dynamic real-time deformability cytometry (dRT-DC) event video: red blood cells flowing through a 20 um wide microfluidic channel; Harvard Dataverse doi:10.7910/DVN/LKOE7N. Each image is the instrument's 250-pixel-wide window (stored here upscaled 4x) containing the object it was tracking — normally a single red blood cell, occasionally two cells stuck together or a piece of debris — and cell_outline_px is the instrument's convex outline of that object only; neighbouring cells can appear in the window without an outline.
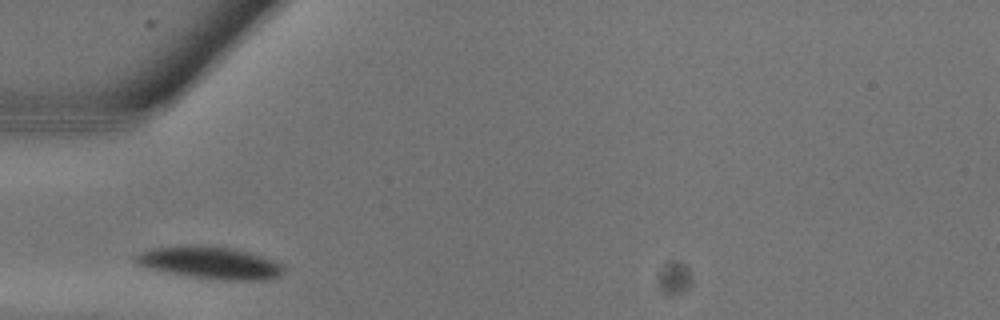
{"species": "common noctule bat (a hibernating species)", "species_latin": "Nyctalus noctula", "temperature_condition": "warm", "stored_images_in_passage": 7, "camera_frame_rate_fps": 3000, "um_per_image_px": 0.085, "animal": {"sex": "male", "body_mass_g": 13.3}, "frame": {"image": 1, "passage_image": 1, "time_ms": 0.0, "image_size_px": [1000, 320], "cell_outline_px": [[284, 272], [280, 276], [264, 280], [224, 280], [192, 276], [148, 268], [136, 264], [132, 260], [132, 256], [140, 252], [152, 248], [184, 244], [208, 244], [232, 248], [248, 252], [272, 260], [280, 264], [284, 268]], "centroid_in_image_um": [17.79, 22.3], "position_along_channel_um": 67.2, "area_um2": 28.03}}
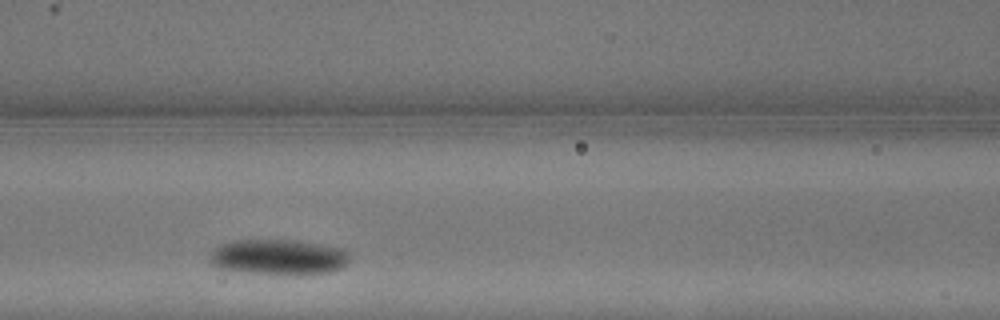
{"frame": {"image": 2, "passage_image": 4, "time_ms": 1.0, "image_size_px": [1000, 320], "cell_outline_px": [[348, 260], [340, 268], [332, 272], [248, 272], [220, 268], [212, 264], [212, 252], [220, 244], [232, 240], [300, 240], [344, 248], [348, 252]], "centroid_in_image_um": [23.69, 21.79], "position_along_channel_um": 142.9, "area_um2": 27.92}}
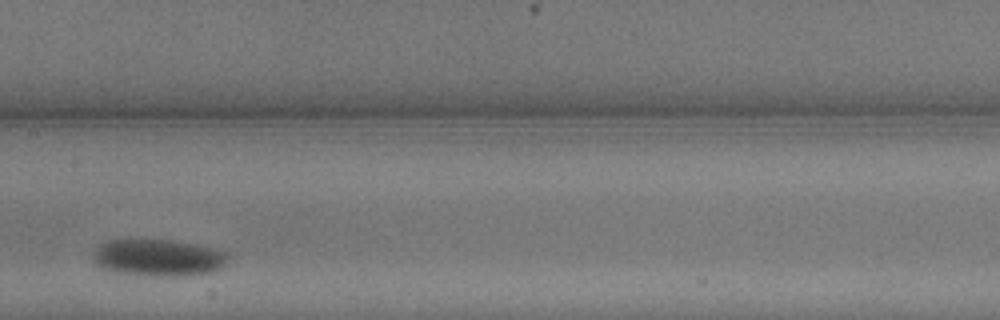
{"frame": {"image": 3, "passage_image": 6, "time_ms": 1.667, "image_size_px": [1000, 320], "cell_outline_px": [[228, 256], [224, 264], [220, 268], [212, 272], [184, 276], [144, 276], [116, 272], [100, 268], [92, 260], [92, 252], [100, 244], [108, 240], [172, 240], [196, 244], [224, 252]], "centroid_in_image_um": [13.38, 21.92], "position_along_channel_um": 194.0, "area_um2": 29.13}}